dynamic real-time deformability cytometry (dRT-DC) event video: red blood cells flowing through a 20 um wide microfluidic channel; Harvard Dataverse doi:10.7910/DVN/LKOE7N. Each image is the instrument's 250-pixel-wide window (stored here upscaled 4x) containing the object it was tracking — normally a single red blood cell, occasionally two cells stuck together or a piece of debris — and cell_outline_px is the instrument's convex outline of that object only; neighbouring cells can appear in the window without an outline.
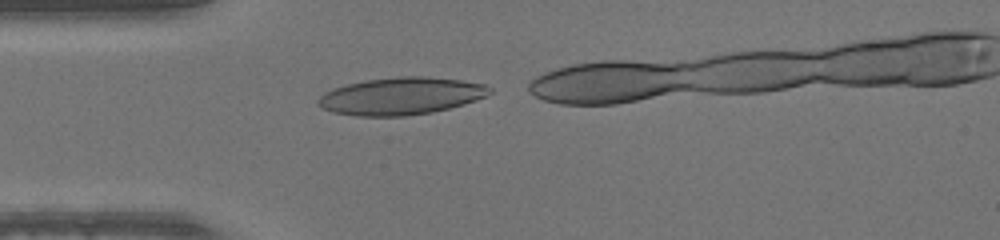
{"species": "human", "species_latin": "Homo sapiens", "temperature_condition": "warm", "stored_images_in_passage": 9, "camera_frame_rate_fps": 3000, "um_per_image_px": 0.085, "donor": {"sex": "male"}, "frame": {"image": 1, "passage_image": 1, "time_ms": 0.0, "image_size_px": [1000, 240], "cell_outline_px": [[492, 92], [476, 100], [448, 108], [432, 112], [404, 116], [356, 116], [332, 112], [320, 108], [316, 104], [316, 100], [324, 92], [332, 88], [364, 80], [400, 76], [428, 76], [460, 80], [484, 84], [492, 88]], "centroid_in_image_um": [34.03, 8.16], "position_along_channel_um": 51.0, "area_um2": 37.45}}
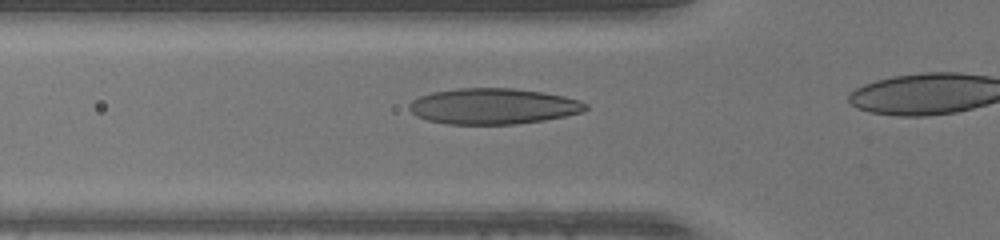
{"frame": {"image": 2, "passage_image": 4, "time_ms": 1.0, "image_size_px": [1000, 240], "cell_outline_px": [[588, 108], [580, 112], [564, 116], [544, 120], [516, 124], [448, 124], [428, 120], [416, 116], [408, 108], [408, 104], [412, 100], [420, 96], [432, 92], [456, 88], [512, 88], [544, 92], [564, 96], [580, 100], [588, 104]], "centroid_in_image_um": [41.91, 9.02], "position_along_channel_um": 83.9, "area_um2": 36.93}}
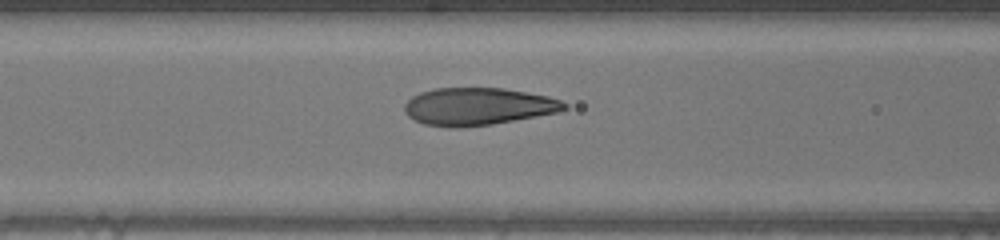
{"frame": {"image": 3, "passage_image": 7, "time_ms": 2.0, "image_size_px": [1000, 240], "cell_outline_px": [[568, 108], [560, 112], [492, 124], [460, 128], [452, 128], [424, 124], [408, 116], [404, 112], [404, 104], [412, 96], [420, 92], [436, 88], [504, 88], [548, 96], [560, 100], [568, 104]], "centroid_in_image_um": [40.63, 9.05], "position_along_channel_um": 126.0, "area_um2": 35.03}}